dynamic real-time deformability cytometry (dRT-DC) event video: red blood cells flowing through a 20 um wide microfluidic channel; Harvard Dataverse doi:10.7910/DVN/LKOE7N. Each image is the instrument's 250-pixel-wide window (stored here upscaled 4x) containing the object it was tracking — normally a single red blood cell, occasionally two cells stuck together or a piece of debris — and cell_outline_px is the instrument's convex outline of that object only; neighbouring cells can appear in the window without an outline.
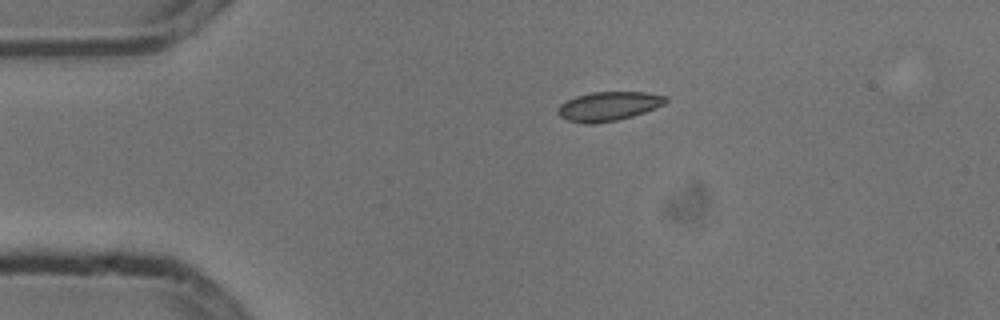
{"species": "common noctule bat (a hibernating species)", "species_latin": "Nyctalus noctula", "temperature_condition": "cold", "stored_images_in_passage": 4, "camera_frame_rate_fps": 3000, "um_per_image_px": 0.085, "animal": {"sex": "male", "body_mass_g": 13.3}, "frame": {"image": 1, "passage_image": 1, "time_ms": 0.0, "image_size_px": [1000, 320], "cell_outline_px": [[668, 100], [664, 104], [656, 108], [632, 116], [616, 120], [596, 124], [584, 124], [568, 120], [560, 116], [556, 112], [556, 108], [560, 104], [576, 96], [592, 92], [644, 92], [668, 96]], "centroid_in_image_um": [51.71, 9.03], "position_along_channel_um": 33.3, "area_um2": 18.38}}
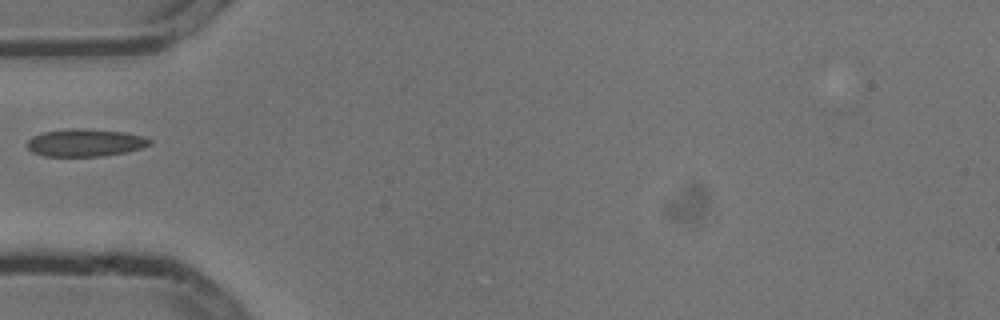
{"frame": {"image": 2, "passage_image": 3, "time_ms": 0.667, "image_size_px": [1000, 320], "cell_outline_px": [[152, 144], [128, 152], [100, 156], [44, 156], [32, 152], [24, 144], [32, 136], [44, 132], [72, 128], [88, 128], [124, 132], [140, 136], [152, 140]], "centroid_in_image_um": [7.21, 12.13], "position_along_channel_um": 77.8, "area_um2": 19.77}}
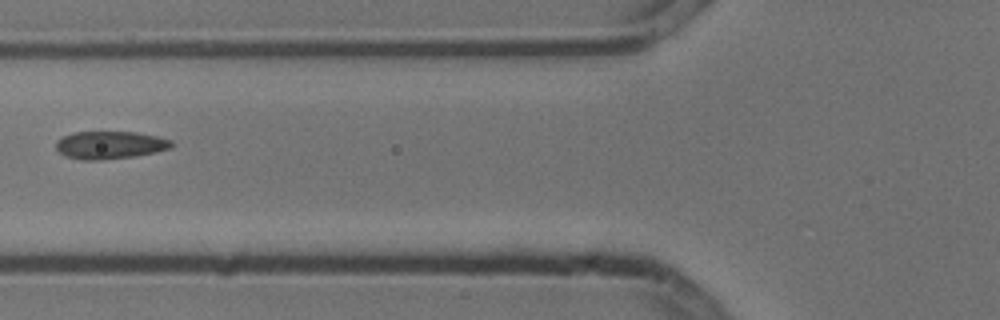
{"frame": {"image": 3, "passage_image": 4, "time_ms": 1.0, "image_size_px": [1000, 320], "cell_outline_px": [[172, 148], [156, 152], [136, 156], [100, 160], [84, 160], [64, 156], [56, 148], [56, 140], [72, 132], [136, 132], [156, 136], [172, 140]], "centroid_in_image_um": [9.35, 12.33], "position_along_channel_um": 116.5, "area_um2": 18.73}}